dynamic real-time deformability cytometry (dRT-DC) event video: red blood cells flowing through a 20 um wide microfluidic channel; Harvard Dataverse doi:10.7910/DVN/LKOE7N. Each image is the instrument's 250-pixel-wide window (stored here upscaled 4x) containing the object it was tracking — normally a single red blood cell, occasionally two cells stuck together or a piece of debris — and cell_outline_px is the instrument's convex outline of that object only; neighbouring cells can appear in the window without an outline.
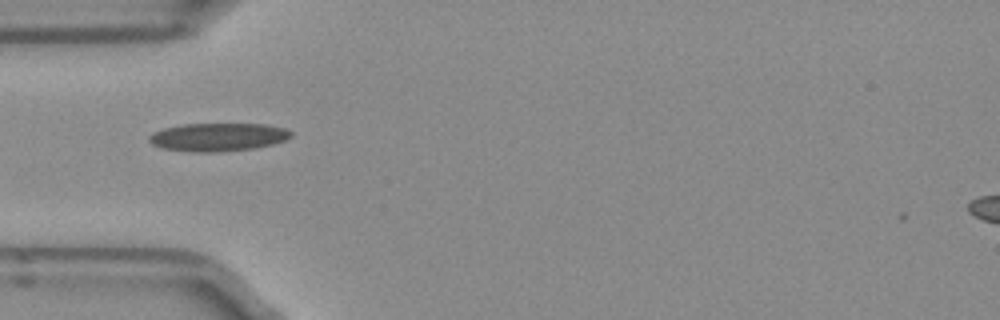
{"species": "Egyptian fruit bat (a non-hibernating species)", "species_latin": "Rousettus aegyptiacus", "temperature_condition": "room temperature", "stored_images_in_passage": 36, "camera_frame_rate_fps": 3000, "um_per_image_px": 0.085, "frame": {"image": 1, "passage_image": 1, "time_ms": 0.0, "image_size_px": [1000, 320], "cell_outline_px": [[292, 136], [284, 140], [272, 144], [256, 148], [220, 152], [192, 152], [164, 148], [152, 144], [148, 140], [148, 136], [152, 132], [164, 128], [184, 124], [268, 124], [284, 128], [292, 132]], "centroid_in_image_um": [18.53, 11.65], "position_along_channel_um": 66.5, "area_um2": 23.35}}
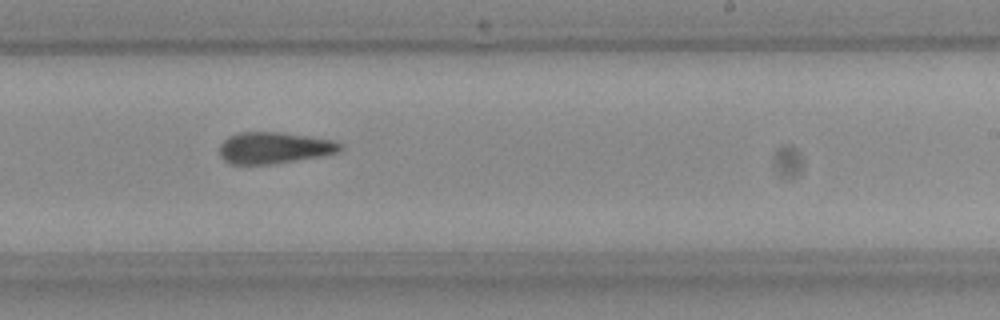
{"frame": {"image": 2, "passage_image": 16, "time_ms": 5.0, "image_size_px": [1000, 320], "cell_outline_px": [[344, 148], [340, 152], [320, 156], [268, 164], [232, 164], [224, 160], [220, 156], [220, 144], [228, 136], [236, 132], [280, 132], [332, 140], [344, 144]], "centroid_in_image_um": [23.3, 12.55], "position_along_channel_um": 265.7, "area_um2": 22.08}}
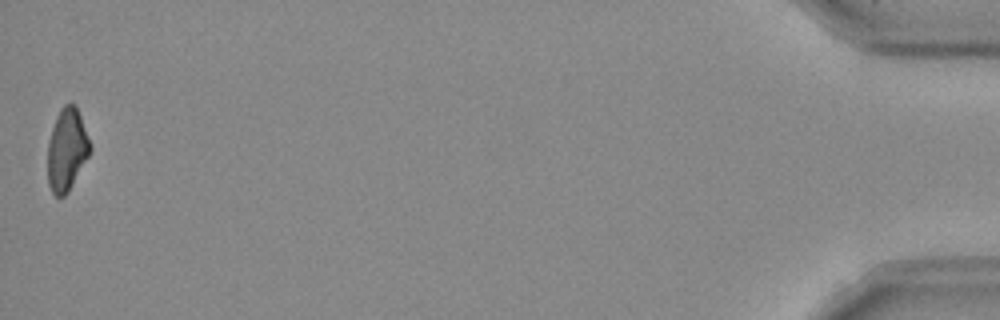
{"frame": {"image": 3, "passage_image": 36, "time_ms": 11.667, "image_size_px": [1000, 320], "cell_outline_px": [[92, 148], [88, 156], [68, 192], [64, 196], [56, 196], [52, 192], [48, 184], [48, 140], [56, 116], [60, 108], [64, 104], [76, 104], [92, 144]], "centroid_in_image_um": [5.69, 12.69], "position_along_channel_um": 429.5, "area_um2": 20.46}, "authors_computed_cell_mechanics": {"area_um2": 21.9929, "velocity_mm_per_s": 3.9755, "shape_relaxation_time_tau1_ms": 8.8585, "shape_relaxation_time_tau2_ms": 4.6189, "deformation_change_tau1": 0.2109, "deformation_change_tau2": 0.1298}}